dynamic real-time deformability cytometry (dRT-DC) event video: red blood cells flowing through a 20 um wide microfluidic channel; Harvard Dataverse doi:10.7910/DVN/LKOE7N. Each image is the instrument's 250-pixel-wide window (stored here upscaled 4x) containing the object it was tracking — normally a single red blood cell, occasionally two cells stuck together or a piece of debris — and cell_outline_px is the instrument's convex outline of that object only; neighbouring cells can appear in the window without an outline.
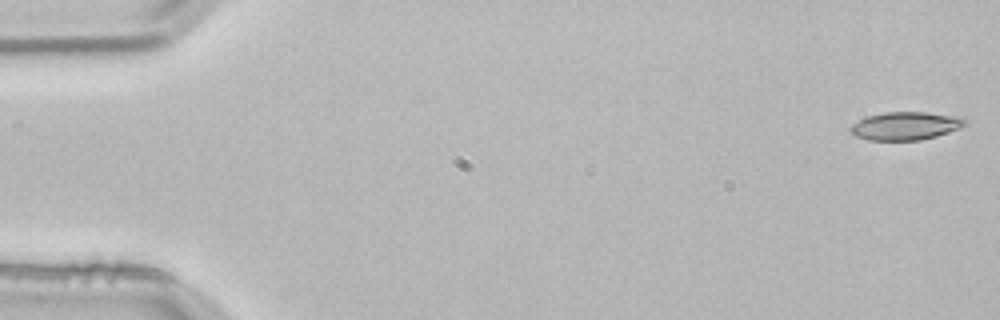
{"species": "common noctule bat (a hibernating species)", "species_latin": "Nyctalus noctula", "temperature_condition": "room temperature", "stored_images_in_passage": 3, "camera_frame_rate_fps": 3000, "um_per_image_px": 0.085, "animal": {"sex": "male", "body_mass_g": 21.5, "forearm_length_mm": 52.0}, "frame": {"image": 1, "passage_image": 1, "time_ms": 0.0, "image_size_px": [1000, 320], "cell_outline_px": [[968, 124], [948, 132], [936, 136], [920, 140], [868, 140], [856, 136], [848, 128], [852, 124], [868, 116], [884, 112], [924, 112], [964, 116], [968, 120]], "centroid_in_image_um": [77.02, 10.69], "position_along_channel_um": 8.0, "area_um2": 18.84}}
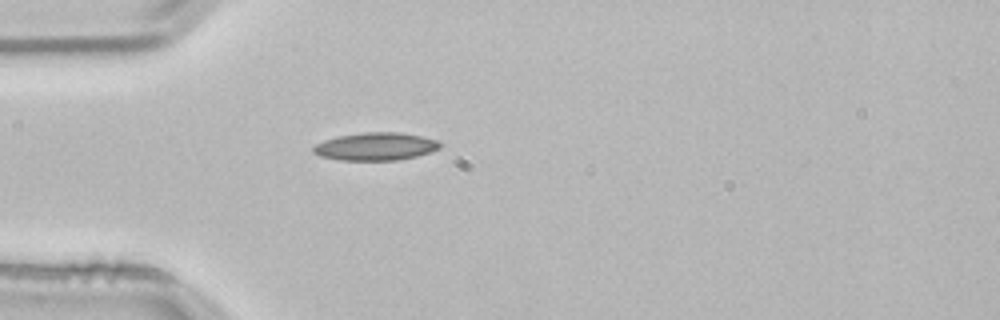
{"frame": {"image": 2, "passage_image": 3, "time_ms": 0.667, "image_size_px": [1000, 320], "cell_outline_px": [[440, 148], [416, 156], [396, 160], [340, 160], [320, 156], [312, 152], [312, 148], [316, 144], [324, 140], [340, 136], [364, 132], [400, 132], [440, 140]], "centroid_in_image_um": [31.92, 12.45], "position_along_channel_um": 53.1, "area_um2": 20.4}}